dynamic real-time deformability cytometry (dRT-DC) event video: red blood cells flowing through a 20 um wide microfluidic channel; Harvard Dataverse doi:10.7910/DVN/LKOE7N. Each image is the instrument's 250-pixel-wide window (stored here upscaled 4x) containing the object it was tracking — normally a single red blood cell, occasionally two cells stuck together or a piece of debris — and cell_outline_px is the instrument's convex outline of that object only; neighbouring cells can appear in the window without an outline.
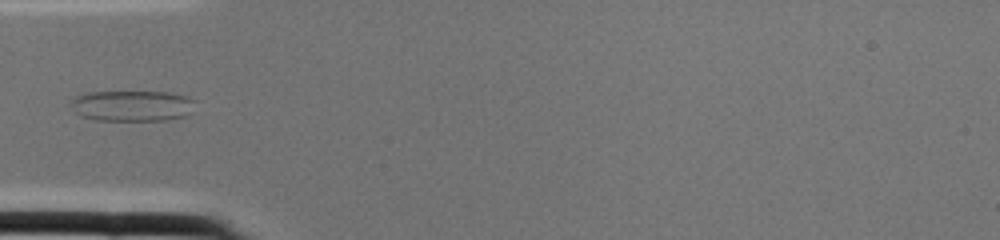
{"species": "common noctule bat (a hibernating species)", "species_latin": "Nyctalus noctula", "temperature_condition": "cold", "stored_images_in_passage": 2, "camera_frame_rate_fps": 3000, "um_per_image_px": 0.085, "animal": {"sex": "female", "body_mass_g": 22.0, "forearm_length_mm": 56.7}, "frame": {"image": 1, "passage_image": 2, "time_ms": 0.333, "image_size_px": [1000, 240], "cell_outline_px": [[196, 100], [184, 116], [164, 120], [96, 120], [80, 116], [68, 104], [76, 96], [84, 92], [168, 92], [188, 96]], "centroid_in_image_um": [11.17, 8.98], "position_along_channel_um": 73.8, "area_um2": 22.25}}